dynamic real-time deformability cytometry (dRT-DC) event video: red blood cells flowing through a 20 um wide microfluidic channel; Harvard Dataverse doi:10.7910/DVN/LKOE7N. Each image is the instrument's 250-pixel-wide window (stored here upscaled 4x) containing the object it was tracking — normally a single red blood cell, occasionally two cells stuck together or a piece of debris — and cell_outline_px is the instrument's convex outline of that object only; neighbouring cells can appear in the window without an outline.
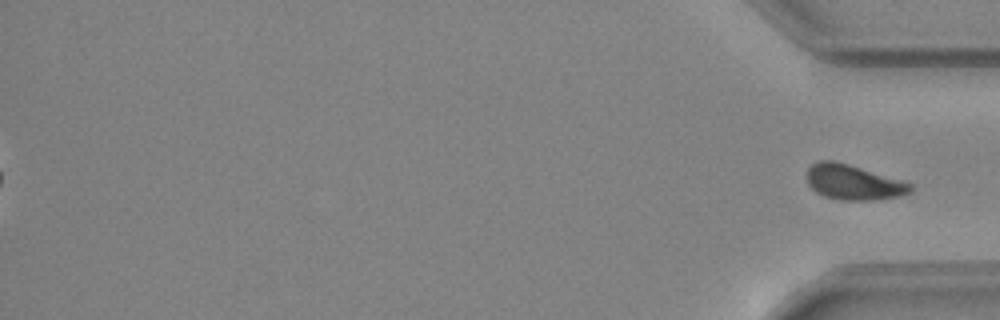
{"species": "common noctule bat (a hibernating species)", "species_latin": "Nyctalus noctula", "temperature_condition": "warm", "stored_images_in_passage": 49, "segment_of_instrument_passage": [2, 2], "camera_frame_rate_fps": 3000, "um_per_image_px": 0.085, "animal": {"sex": "female", "body_mass_g": 24.6, "forearm_length_mm": 56.2}, "frame": {"image": 1, "passage_image": 49, "time_ms": 16.0, "image_size_px": [1000, 320], "cell_outline_px": [[912, 192], [900, 196], [872, 200], [840, 200], [824, 196], [816, 192], [808, 184], [808, 168], [812, 164], [820, 160], [832, 160], [848, 164], [912, 184]], "centroid_in_image_um": [72.52, 15.5], "position_along_channel_um": 362.7, "area_um2": 20.87}}